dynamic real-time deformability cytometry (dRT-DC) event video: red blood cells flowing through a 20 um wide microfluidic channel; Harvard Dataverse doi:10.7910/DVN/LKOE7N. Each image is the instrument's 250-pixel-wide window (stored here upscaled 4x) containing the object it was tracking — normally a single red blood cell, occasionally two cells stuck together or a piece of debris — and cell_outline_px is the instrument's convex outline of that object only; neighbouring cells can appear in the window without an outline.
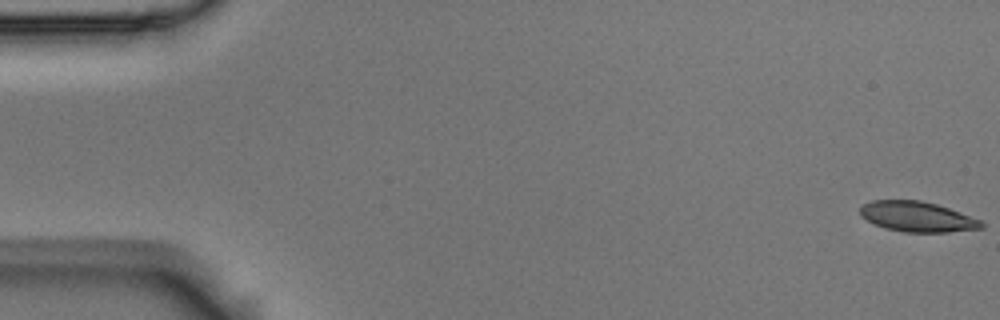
{"species": "Egyptian fruit bat (a non-hibernating species)", "species_latin": "Rousettus aegyptiacus", "temperature_condition": "room temperature", "stored_images_in_passage": 7, "camera_frame_rate_fps": 3000, "um_per_image_px": 0.085, "animal": {"sex": "male"}, "frame": {"image": 1, "passage_image": 1, "time_ms": 0.0, "image_size_px": [1000, 320], "cell_outline_px": [[984, 228], [948, 232], [904, 232], [884, 228], [860, 216], [860, 208], [864, 204], [872, 200], [920, 200], [936, 204], [948, 208], [980, 220], [984, 224]], "centroid_in_image_um": [77.96, 18.42], "position_along_channel_um": 7.0, "area_um2": 21.21}}
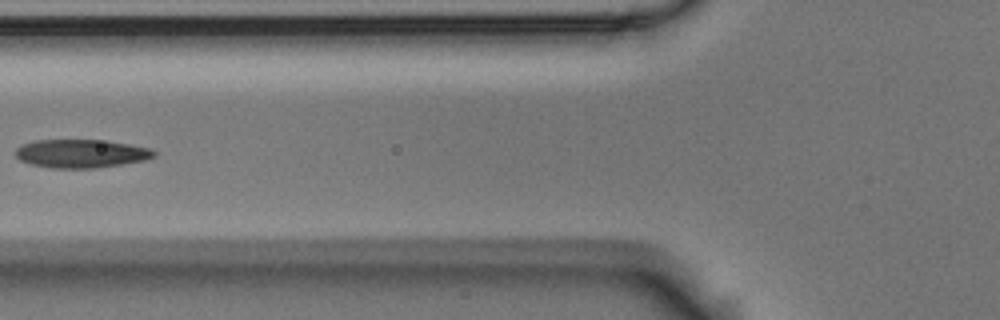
{"frame": {"image": 2, "passage_image": 7, "time_ms": 2.0, "image_size_px": [1000, 320], "cell_outline_px": [[156, 156], [144, 160], [96, 168], [48, 168], [32, 164], [20, 160], [16, 156], [16, 148], [24, 144], [36, 140], [108, 140], [152, 148], [156, 152]], "centroid_in_image_um": [6.93, 13.05], "position_along_channel_um": 118.9, "area_um2": 22.95}}